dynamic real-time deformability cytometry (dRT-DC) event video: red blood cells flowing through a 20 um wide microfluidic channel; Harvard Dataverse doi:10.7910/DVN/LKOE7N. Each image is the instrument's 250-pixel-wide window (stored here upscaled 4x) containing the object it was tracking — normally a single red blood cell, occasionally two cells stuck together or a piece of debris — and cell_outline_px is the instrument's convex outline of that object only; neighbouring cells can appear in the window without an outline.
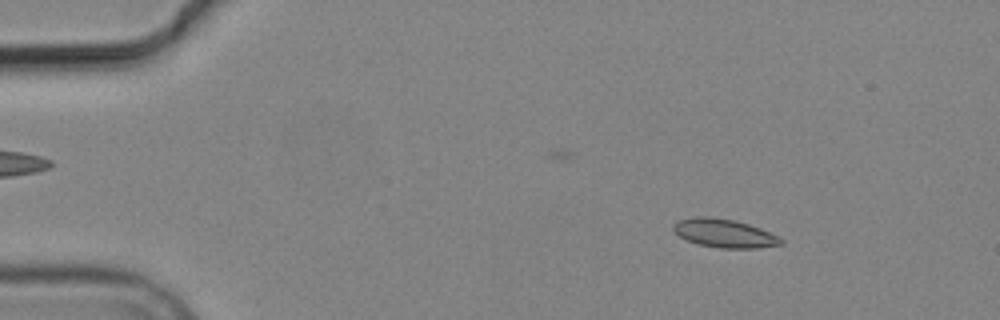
{"species": "common noctule bat (a hibernating species)", "species_latin": "Nyctalus noctula", "temperature_condition": "cold", "stored_images_in_passage": 4, "camera_frame_rate_fps": 3000, "um_per_image_px": 0.085, "animal": {"sex": "male", "body_mass_g": 19.2, "forearm_length_mm": 51.8}, "frame": {"image": 1, "passage_image": 2, "time_ms": 1.333, "image_size_px": [1000, 320], "cell_outline_px": [[784, 244], [756, 248], [720, 248], [696, 244], [680, 236], [672, 228], [672, 224], [680, 220], [700, 216], [708, 216], [732, 220], [748, 224], [760, 228], [784, 240]], "centroid_in_image_um": [61.56, 19.84], "position_along_channel_um": 23.4, "area_um2": 17.63}}
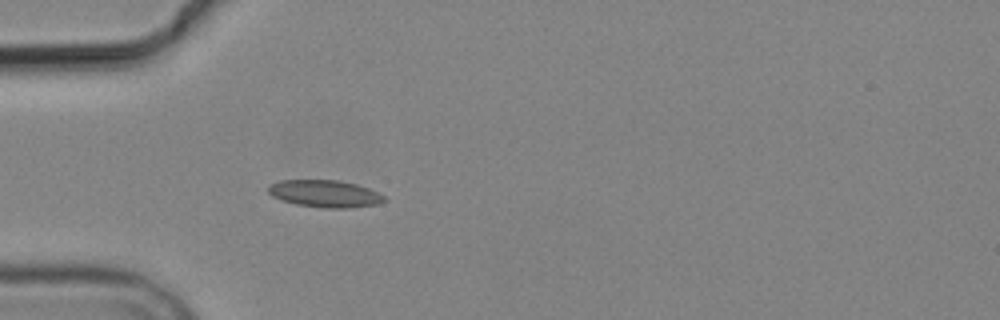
{"frame": {"image": 2, "passage_image": 4, "time_ms": 4.333, "image_size_px": [1000, 320], "cell_outline_px": [[388, 200], [376, 204], [348, 208], [328, 208], [296, 204], [280, 200], [272, 196], [268, 192], [268, 184], [280, 180], [340, 180], [356, 184], [368, 188], [384, 196]], "centroid_in_image_um": [27.59, 16.45], "position_along_channel_um": 57.4, "area_um2": 18.38}}